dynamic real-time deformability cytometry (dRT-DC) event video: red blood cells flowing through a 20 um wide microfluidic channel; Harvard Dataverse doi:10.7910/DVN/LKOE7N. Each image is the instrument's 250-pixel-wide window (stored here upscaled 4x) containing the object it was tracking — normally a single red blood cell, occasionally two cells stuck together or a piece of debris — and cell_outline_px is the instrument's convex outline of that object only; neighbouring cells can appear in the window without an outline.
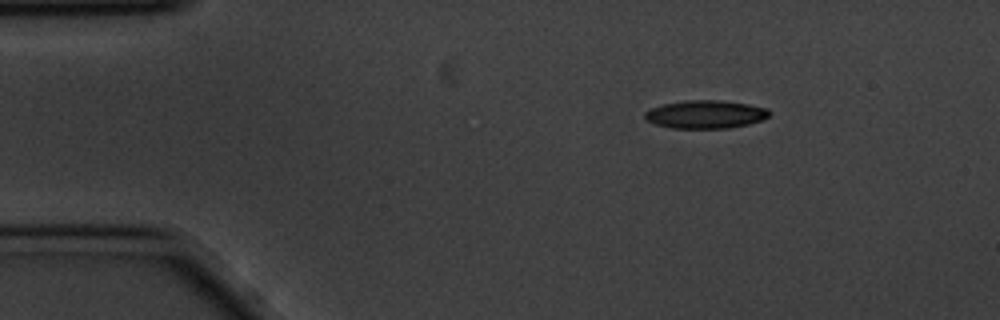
{"species": "common noctule bat (a hibernating species)", "species_latin": "Nyctalus noctula", "temperature_condition": "cold", "stored_images_in_passage": 2, "camera_frame_rate_fps": 3000, "um_per_image_px": 0.085, "animal": {"sex": "male", "body_mass_g": 20.1, "forearm_length_mm": 53.5}, "frame": {"image": 1, "passage_image": 1, "time_ms": 0.0, "image_size_px": [1000, 320], "cell_outline_px": [[768, 116], [760, 120], [748, 124], [728, 128], [672, 128], [656, 124], [648, 120], [644, 116], [644, 112], [652, 108], [664, 104], [684, 100], [720, 100], [748, 104], [768, 108]], "centroid_in_image_um": [59.96, 9.71], "position_along_channel_um": 25.0, "area_um2": 20.17}}